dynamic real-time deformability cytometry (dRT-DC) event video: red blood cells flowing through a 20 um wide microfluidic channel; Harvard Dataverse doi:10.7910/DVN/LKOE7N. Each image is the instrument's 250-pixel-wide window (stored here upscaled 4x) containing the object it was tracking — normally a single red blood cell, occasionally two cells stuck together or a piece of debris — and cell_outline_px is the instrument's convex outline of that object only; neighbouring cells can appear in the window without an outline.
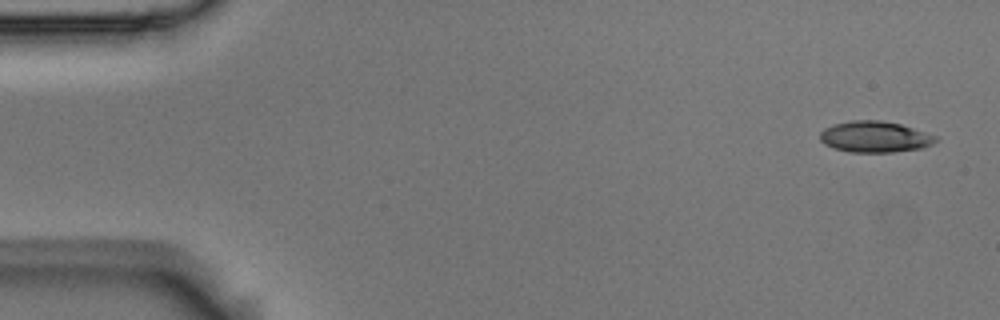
{"species": "Egyptian fruit bat (a non-hibernating species)", "species_latin": "Rousettus aegyptiacus", "temperature_condition": "room temperature", "stored_images_in_passage": 6, "camera_frame_rate_fps": 3000, "um_per_image_px": 0.085, "animal": {"sex": "male"}, "frame": {"image": 1, "passage_image": 1, "time_ms": 0.0, "image_size_px": [1000, 320], "cell_outline_px": [[940, 140], [924, 148], [892, 152], [848, 152], [832, 148], [824, 144], [820, 140], [820, 132], [824, 128], [832, 124], [852, 120], [880, 120], [900, 124], [936, 136]], "centroid_in_image_um": [74.34, 11.63], "position_along_channel_um": 10.7, "area_um2": 21.15}}
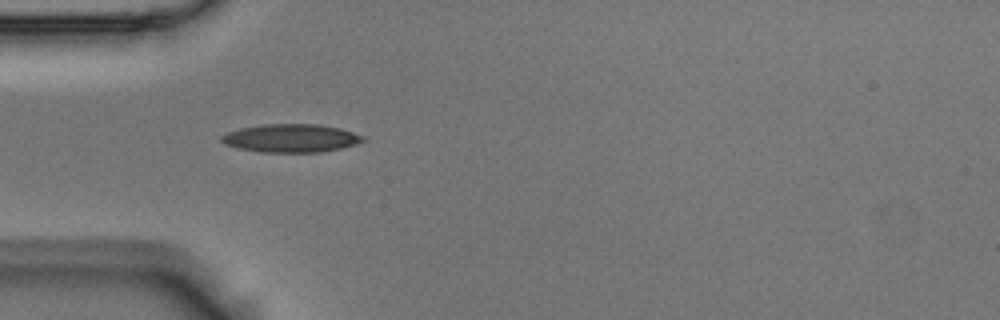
{"frame": {"image": 2, "passage_image": 5, "time_ms": 1.333, "image_size_px": [1000, 320], "cell_outline_px": [[364, 140], [356, 144], [340, 148], [320, 152], [260, 152], [240, 148], [224, 144], [220, 140], [220, 136], [228, 132], [240, 128], [264, 124], [316, 124], [340, 128], [364, 136]], "centroid_in_image_um": [24.71, 11.74], "position_along_channel_um": 60.3, "area_um2": 23.12}}
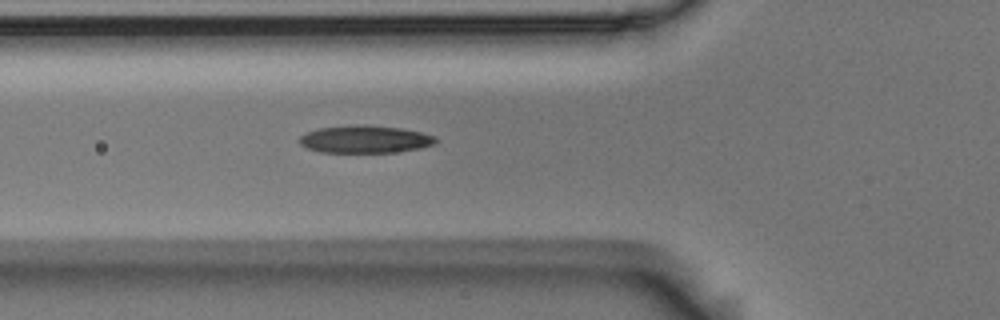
{"frame": {"image": 3, "passage_image": 6, "time_ms": 1.667, "image_size_px": [1000, 320], "cell_outline_px": [[436, 144], [420, 148], [392, 152], [320, 152], [308, 148], [300, 144], [300, 136], [308, 132], [320, 128], [348, 124], [364, 124], [404, 128], [436, 136]], "centroid_in_image_um": [31.05, 11.82], "position_along_channel_um": 94.8, "area_um2": 21.96}}